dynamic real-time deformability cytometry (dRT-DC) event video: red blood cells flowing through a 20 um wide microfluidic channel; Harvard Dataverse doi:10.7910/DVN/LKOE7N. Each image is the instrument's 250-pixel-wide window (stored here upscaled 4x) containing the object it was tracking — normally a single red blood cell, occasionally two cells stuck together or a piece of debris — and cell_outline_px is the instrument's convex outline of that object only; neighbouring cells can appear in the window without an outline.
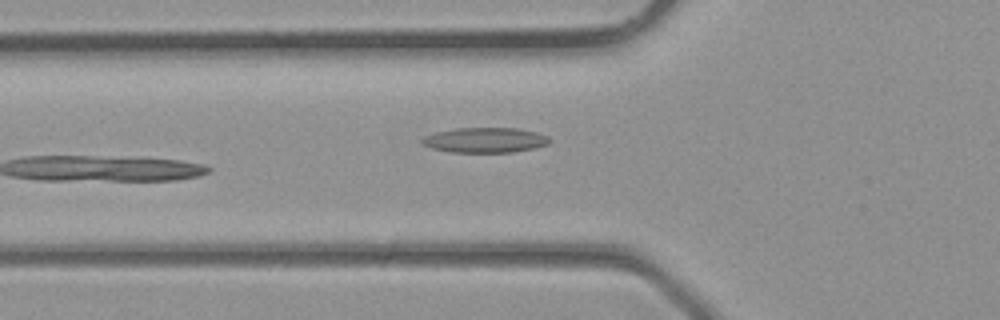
{"species": "common noctule bat (a hibernating species)", "species_latin": "Nyctalus noctula", "temperature_condition": "room temperature", "stored_images_in_passage": 3, "camera_frame_rate_fps": 3000, "um_per_image_px": 0.085, "animal": {"sex": "male", "body_mass_g": 23.1, "forearm_length_mm": 52.7}, "frame": {"image": 1, "passage_image": 3, "time_ms": 0.667, "image_size_px": [1000, 320], "cell_outline_px": [[552, 140], [548, 144], [532, 148], [512, 152], [452, 152], [432, 148], [424, 144], [420, 140], [424, 136], [436, 132], [456, 128], [516, 128], [536, 132], [548, 136]], "centroid_in_image_um": [41.24, 11.9], "position_along_channel_um": 84.6, "area_um2": 18.5}}